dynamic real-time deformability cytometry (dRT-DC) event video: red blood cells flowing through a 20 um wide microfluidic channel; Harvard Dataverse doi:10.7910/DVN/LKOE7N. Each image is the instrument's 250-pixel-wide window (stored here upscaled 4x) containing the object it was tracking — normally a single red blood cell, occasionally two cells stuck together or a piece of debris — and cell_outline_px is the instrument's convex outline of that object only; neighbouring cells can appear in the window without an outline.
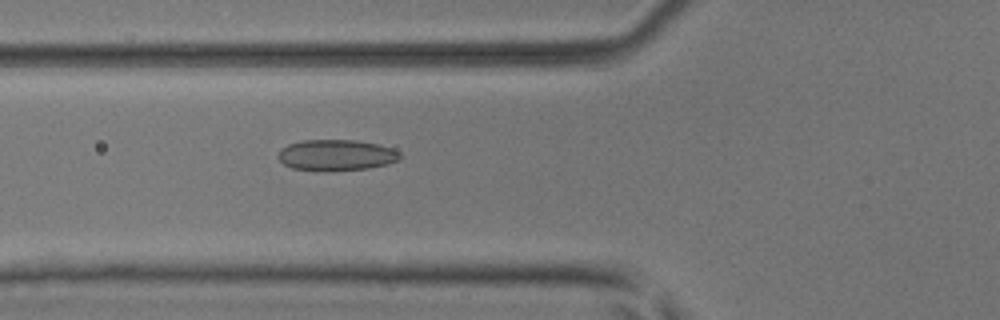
{"species": "common noctule bat (a hibernating species)", "species_latin": "Nyctalus noctula", "temperature_condition": "room temperature", "stored_images_in_passage": 36, "camera_frame_rate_fps": 3000, "um_per_image_px": 0.085, "animal": {"sex": "male", "body_mass_g": 17.9, "forearm_length_mm": 54.2}, "frame": {"image": 1, "passage_image": 4, "time_ms": 1.0, "image_size_px": [1000, 320], "cell_outline_px": [[400, 160], [388, 164], [368, 168], [292, 168], [284, 164], [276, 156], [280, 148], [288, 144], [304, 140], [356, 140], [376, 144], [392, 148], [400, 152]], "centroid_in_image_um": [28.59, 13.13], "position_along_channel_um": 97.2, "area_um2": 21.21}}
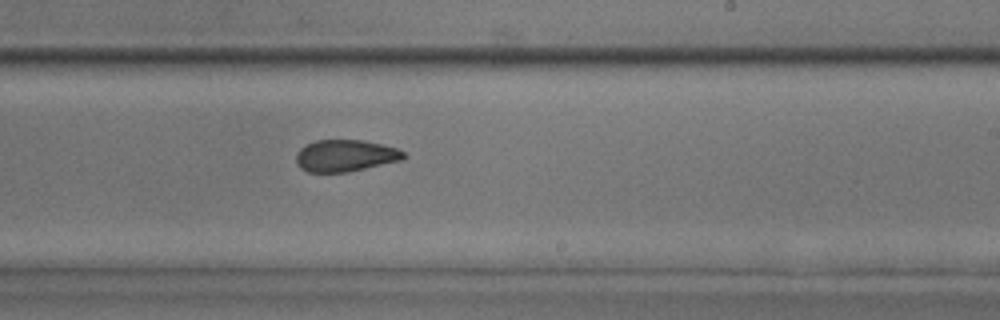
{"frame": {"image": 2, "passage_image": 16, "time_ms": 5.0, "image_size_px": [1000, 320], "cell_outline_px": [[408, 156], [400, 160], [348, 172], [308, 172], [300, 168], [296, 164], [296, 152], [304, 144], [316, 140], [364, 140], [396, 148], [404, 152]], "centroid_in_image_um": [29.3, 13.23], "position_along_channel_um": 259.7, "area_um2": 20.0}}
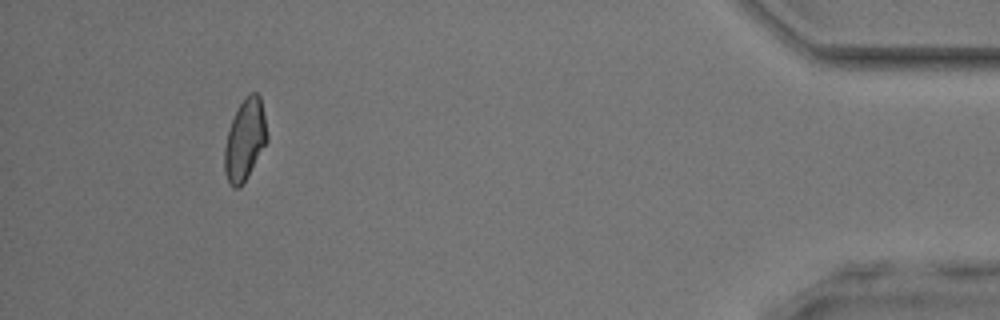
{"frame": {"image": 3, "passage_image": 32, "time_ms": 10.333, "image_size_px": [1000, 320], "cell_outline_px": [[268, 140], [244, 184], [240, 188], [232, 188], [228, 184], [224, 172], [224, 148], [228, 132], [232, 120], [244, 96], [248, 92], [256, 92], [260, 96], [268, 136]], "centroid_in_image_um": [20.81, 11.93], "position_along_channel_um": 414.4, "area_um2": 20.35}, "authors_computed_cell_mechanics": {"area_um2": 20.4323, "velocity_mm_per_s": 4.0746, "shape_relaxation_time_tau1_ms": 5.4795, "shape_relaxation_time_tau2_ms": 1.9496, "deformation_change_tau1": 0.1182, "deformation_change_tau2": 0.0798}}